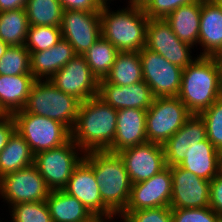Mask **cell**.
Returning <instances> with one entry per match:
<instances>
[{"instance_id": "6da1fadb", "label": "cell", "mask_w": 222, "mask_h": 222, "mask_svg": "<svg viewBox=\"0 0 222 222\" xmlns=\"http://www.w3.org/2000/svg\"><path fill=\"white\" fill-rule=\"evenodd\" d=\"M222 96V58L200 57L182 70L178 98L191 114H200Z\"/></svg>"}, {"instance_id": "7a4b0ae2", "label": "cell", "mask_w": 222, "mask_h": 222, "mask_svg": "<svg viewBox=\"0 0 222 222\" xmlns=\"http://www.w3.org/2000/svg\"><path fill=\"white\" fill-rule=\"evenodd\" d=\"M117 112L98 96L81 102L71 130L72 140L84 153L107 151L115 138Z\"/></svg>"}, {"instance_id": "3957f363", "label": "cell", "mask_w": 222, "mask_h": 222, "mask_svg": "<svg viewBox=\"0 0 222 222\" xmlns=\"http://www.w3.org/2000/svg\"><path fill=\"white\" fill-rule=\"evenodd\" d=\"M128 4L117 11H111L110 5L101 7V36L119 52H139L146 45L149 18L139 1H128Z\"/></svg>"}, {"instance_id": "277c9868", "label": "cell", "mask_w": 222, "mask_h": 222, "mask_svg": "<svg viewBox=\"0 0 222 222\" xmlns=\"http://www.w3.org/2000/svg\"><path fill=\"white\" fill-rule=\"evenodd\" d=\"M84 159L93 167L102 201L119 215L128 203L132 187L122 159L108 151H90Z\"/></svg>"}, {"instance_id": "5b68a950", "label": "cell", "mask_w": 222, "mask_h": 222, "mask_svg": "<svg viewBox=\"0 0 222 222\" xmlns=\"http://www.w3.org/2000/svg\"><path fill=\"white\" fill-rule=\"evenodd\" d=\"M80 103L79 99L59 90L49 80H36L22 110L59 121L71 131Z\"/></svg>"}, {"instance_id": "8992f818", "label": "cell", "mask_w": 222, "mask_h": 222, "mask_svg": "<svg viewBox=\"0 0 222 222\" xmlns=\"http://www.w3.org/2000/svg\"><path fill=\"white\" fill-rule=\"evenodd\" d=\"M84 155L82 149L70 138L61 146L36 153L34 165L44 178L48 189L58 191L65 188Z\"/></svg>"}, {"instance_id": "52a82bcc", "label": "cell", "mask_w": 222, "mask_h": 222, "mask_svg": "<svg viewBox=\"0 0 222 222\" xmlns=\"http://www.w3.org/2000/svg\"><path fill=\"white\" fill-rule=\"evenodd\" d=\"M16 131L28 143L32 153L50 150L65 144L71 131L61 122L19 110L12 114Z\"/></svg>"}, {"instance_id": "ba28073f", "label": "cell", "mask_w": 222, "mask_h": 222, "mask_svg": "<svg viewBox=\"0 0 222 222\" xmlns=\"http://www.w3.org/2000/svg\"><path fill=\"white\" fill-rule=\"evenodd\" d=\"M146 113L147 140L160 145L173 136L191 115L177 96L154 98Z\"/></svg>"}, {"instance_id": "9c48e42d", "label": "cell", "mask_w": 222, "mask_h": 222, "mask_svg": "<svg viewBox=\"0 0 222 222\" xmlns=\"http://www.w3.org/2000/svg\"><path fill=\"white\" fill-rule=\"evenodd\" d=\"M139 54L143 80L150 87L153 97L178 96L183 69L145 47L139 51Z\"/></svg>"}, {"instance_id": "30bf717a", "label": "cell", "mask_w": 222, "mask_h": 222, "mask_svg": "<svg viewBox=\"0 0 222 222\" xmlns=\"http://www.w3.org/2000/svg\"><path fill=\"white\" fill-rule=\"evenodd\" d=\"M50 190L34 164L0 178V197L11 206L46 201Z\"/></svg>"}, {"instance_id": "8fae6325", "label": "cell", "mask_w": 222, "mask_h": 222, "mask_svg": "<svg viewBox=\"0 0 222 222\" xmlns=\"http://www.w3.org/2000/svg\"><path fill=\"white\" fill-rule=\"evenodd\" d=\"M145 48L157 52L167 61L182 69L196 59L191 56V49L194 48L182 42L165 19H149L146 28Z\"/></svg>"}, {"instance_id": "7c38bea8", "label": "cell", "mask_w": 222, "mask_h": 222, "mask_svg": "<svg viewBox=\"0 0 222 222\" xmlns=\"http://www.w3.org/2000/svg\"><path fill=\"white\" fill-rule=\"evenodd\" d=\"M49 81L81 102L98 96L99 80L92 74L83 55H75Z\"/></svg>"}, {"instance_id": "4fadbf2b", "label": "cell", "mask_w": 222, "mask_h": 222, "mask_svg": "<svg viewBox=\"0 0 222 222\" xmlns=\"http://www.w3.org/2000/svg\"><path fill=\"white\" fill-rule=\"evenodd\" d=\"M60 29L62 38L73 46L75 54L84 55L101 37L100 13L64 10Z\"/></svg>"}, {"instance_id": "5bb4252c", "label": "cell", "mask_w": 222, "mask_h": 222, "mask_svg": "<svg viewBox=\"0 0 222 222\" xmlns=\"http://www.w3.org/2000/svg\"><path fill=\"white\" fill-rule=\"evenodd\" d=\"M134 183L150 179L166 167L163 145L145 142L117 153Z\"/></svg>"}, {"instance_id": "9a60e30c", "label": "cell", "mask_w": 222, "mask_h": 222, "mask_svg": "<svg viewBox=\"0 0 222 222\" xmlns=\"http://www.w3.org/2000/svg\"><path fill=\"white\" fill-rule=\"evenodd\" d=\"M172 196L170 208H202L210 204V181L200 178L179 165L170 167Z\"/></svg>"}, {"instance_id": "2e32d148", "label": "cell", "mask_w": 222, "mask_h": 222, "mask_svg": "<svg viewBox=\"0 0 222 222\" xmlns=\"http://www.w3.org/2000/svg\"><path fill=\"white\" fill-rule=\"evenodd\" d=\"M170 166L143 182L132 184L128 203L123 211L170 206L172 196Z\"/></svg>"}, {"instance_id": "e0dca14e", "label": "cell", "mask_w": 222, "mask_h": 222, "mask_svg": "<svg viewBox=\"0 0 222 222\" xmlns=\"http://www.w3.org/2000/svg\"><path fill=\"white\" fill-rule=\"evenodd\" d=\"M99 187L93 167L83 159L74 169L63 191L76 197L95 217L115 216L116 214L102 201Z\"/></svg>"}, {"instance_id": "ac0fdd59", "label": "cell", "mask_w": 222, "mask_h": 222, "mask_svg": "<svg viewBox=\"0 0 222 222\" xmlns=\"http://www.w3.org/2000/svg\"><path fill=\"white\" fill-rule=\"evenodd\" d=\"M98 97L117 110H147L154 100L151 89L144 80L128 86L109 83L105 79L99 80Z\"/></svg>"}, {"instance_id": "d6986e66", "label": "cell", "mask_w": 222, "mask_h": 222, "mask_svg": "<svg viewBox=\"0 0 222 222\" xmlns=\"http://www.w3.org/2000/svg\"><path fill=\"white\" fill-rule=\"evenodd\" d=\"M198 45L200 57L222 58V8L216 0H201Z\"/></svg>"}, {"instance_id": "ffe728a7", "label": "cell", "mask_w": 222, "mask_h": 222, "mask_svg": "<svg viewBox=\"0 0 222 222\" xmlns=\"http://www.w3.org/2000/svg\"><path fill=\"white\" fill-rule=\"evenodd\" d=\"M146 114V110L136 108L118 110L115 138L107 151L118 153L123 149L148 142Z\"/></svg>"}, {"instance_id": "44dd1931", "label": "cell", "mask_w": 222, "mask_h": 222, "mask_svg": "<svg viewBox=\"0 0 222 222\" xmlns=\"http://www.w3.org/2000/svg\"><path fill=\"white\" fill-rule=\"evenodd\" d=\"M179 166L200 178L211 181L222 171V153L206 139L191 145Z\"/></svg>"}, {"instance_id": "7402d4cb", "label": "cell", "mask_w": 222, "mask_h": 222, "mask_svg": "<svg viewBox=\"0 0 222 222\" xmlns=\"http://www.w3.org/2000/svg\"><path fill=\"white\" fill-rule=\"evenodd\" d=\"M73 46L64 38L50 49L30 52V69L35 80H49L74 56Z\"/></svg>"}, {"instance_id": "603a6c76", "label": "cell", "mask_w": 222, "mask_h": 222, "mask_svg": "<svg viewBox=\"0 0 222 222\" xmlns=\"http://www.w3.org/2000/svg\"><path fill=\"white\" fill-rule=\"evenodd\" d=\"M46 204L53 222H92L96 218L82 202L63 190L50 191Z\"/></svg>"}, {"instance_id": "cb8c5ba5", "label": "cell", "mask_w": 222, "mask_h": 222, "mask_svg": "<svg viewBox=\"0 0 222 222\" xmlns=\"http://www.w3.org/2000/svg\"><path fill=\"white\" fill-rule=\"evenodd\" d=\"M35 81L32 74L0 75V107L7 115L24 108Z\"/></svg>"}, {"instance_id": "d4e9b609", "label": "cell", "mask_w": 222, "mask_h": 222, "mask_svg": "<svg viewBox=\"0 0 222 222\" xmlns=\"http://www.w3.org/2000/svg\"><path fill=\"white\" fill-rule=\"evenodd\" d=\"M201 1L180 6L170 13L165 20L172 31L182 41L194 48L199 39Z\"/></svg>"}, {"instance_id": "484cf974", "label": "cell", "mask_w": 222, "mask_h": 222, "mask_svg": "<svg viewBox=\"0 0 222 222\" xmlns=\"http://www.w3.org/2000/svg\"><path fill=\"white\" fill-rule=\"evenodd\" d=\"M32 164L34 154L25 139L15 131L0 152V178Z\"/></svg>"}, {"instance_id": "4316f807", "label": "cell", "mask_w": 222, "mask_h": 222, "mask_svg": "<svg viewBox=\"0 0 222 222\" xmlns=\"http://www.w3.org/2000/svg\"><path fill=\"white\" fill-rule=\"evenodd\" d=\"M105 80L119 86L133 85L143 81L139 52H118Z\"/></svg>"}, {"instance_id": "83f0119b", "label": "cell", "mask_w": 222, "mask_h": 222, "mask_svg": "<svg viewBox=\"0 0 222 222\" xmlns=\"http://www.w3.org/2000/svg\"><path fill=\"white\" fill-rule=\"evenodd\" d=\"M29 22L25 8L0 12V40L9 46H24Z\"/></svg>"}, {"instance_id": "f1b7e54d", "label": "cell", "mask_w": 222, "mask_h": 222, "mask_svg": "<svg viewBox=\"0 0 222 222\" xmlns=\"http://www.w3.org/2000/svg\"><path fill=\"white\" fill-rule=\"evenodd\" d=\"M119 51L104 37H100L83 55L92 74L102 80L109 74Z\"/></svg>"}, {"instance_id": "f546056e", "label": "cell", "mask_w": 222, "mask_h": 222, "mask_svg": "<svg viewBox=\"0 0 222 222\" xmlns=\"http://www.w3.org/2000/svg\"><path fill=\"white\" fill-rule=\"evenodd\" d=\"M25 10L29 26L60 27L63 7L59 0H27Z\"/></svg>"}, {"instance_id": "4dcf8cb0", "label": "cell", "mask_w": 222, "mask_h": 222, "mask_svg": "<svg viewBox=\"0 0 222 222\" xmlns=\"http://www.w3.org/2000/svg\"><path fill=\"white\" fill-rule=\"evenodd\" d=\"M31 74L30 52L25 46H9L0 58V75Z\"/></svg>"}, {"instance_id": "1f68e13d", "label": "cell", "mask_w": 222, "mask_h": 222, "mask_svg": "<svg viewBox=\"0 0 222 222\" xmlns=\"http://www.w3.org/2000/svg\"><path fill=\"white\" fill-rule=\"evenodd\" d=\"M62 39L60 27L29 26L25 47L29 52H39L50 49Z\"/></svg>"}, {"instance_id": "d6a6232c", "label": "cell", "mask_w": 222, "mask_h": 222, "mask_svg": "<svg viewBox=\"0 0 222 222\" xmlns=\"http://www.w3.org/2000/svg\"><path fill=\"white\" fill-rule=\"evenodd\" d=\"M10 208L11 222H53L46 201L22 202Z\"/></svg>"}, {"instance_id": "836d02e7", "label": "cell", "mask_w": 222, "mask_h": 222, "mask_svg": "<svg viewBox=\"0 0 222 222\" xmlns=\"http://www.w3.org/2000/svg\"><path fill=\"white\" fill-rule=\"evenodd\" d=\"M209 142L222 153V96L200 113Z\"/></svg>"}, {"instance_id": "e575fe53", "label": "cell", "mask_w": 222, "mask_h": 222, "mask_svg": "<svg viewBox=\"0 0 222 222\" xmlns=\"http://www.w3.org/2000/svg\"><path fill=\"white\" fill-rule=\"evenodd\" d=\"M123 222H173L169 206L122 211L119 215Z\"/></svg>"}, {"instance_id": "d590c367", "label": "cell", "mask_w": 222, "mask_h": 222, "mask_svg": "<svg viewBox=\"0 0 222 222\" xmlns=\"http://www.w3.org/2000/svg\"><path fill=\"white\" fill-rule=\"evenodd\" d=\"M201 0H139L149 19H165L180 6Z\"/></svg>"}, {"instance_id": "8d00e7d4", "label": "cell", "mask_w": 222, "mask_h": 222, "mask_svg": "<svg viewBox=\"0 0 222 222\" xmlns=\"http://www.w3.org/2000/svg\"><path fill=\"white\" fill-rule=\"evenodd\" d=\"M189 147L184 140L182 126L163 144L166 166L173 167L180 165L185 159V154Z\"/></svg>"}, {"instance_id": "74e56055", "label": "cell", "mask_w": 222, "mask_h": 222, "mask_svg": "<svg viewBox=\"0 0 222 222\" xmlns=\"http://www.w3.org/2000/svg\"><path fill=\"white\" fill-rule=\"evenodd\" d=\"M173 222H220L222 217L210 207L171 208Z\"/></svg>"}, {"instance_id": "f35d334b", "label": "cell", "mask_w": 222, "mask_h": 222, "mask_svg": "<svg viewBox=\"0 0 222 222\" xmlns=\"http://www.w3.org/2000/svg\"><path fill=\"white\" fill-rule=\"evenodd\" d=\"M184 140L188 146L207 139L205 121L200 114H191L183 125Z\"/></svg>"}, {"instance_id": "ab89813d", "label": "cell", "mask_w": 222, "mask_h": 222, "mask_svg": "<svg viewBox=\"0 0 222 222\" xmlns=\"http://www.w3.org/2000/svg\"><path fill=\"white\" fill-rule=\"evenodd\" d=\"M209 207L222 217V171L210 181Z\"/></svg>"}, {"instance_id": "60d3db41", "label": "cell", "mask_w": 222, "mask_h": 222, "mask_svg": "<svg viewBox=\"0 0 222 222\" xmlns=\"http://www.w3.org/2000/svg\"><path fill=\"white\" fill-rule=\"evenodd\" d=\"M64 10H81L100 13L101 6L96 0H59Z\"/></svg>"}, {"instance_id": "b9f144b4", "label": "cell", "mask_w": 222, "mask_h": 222, "mask_svg": "<svg viewBox=\"0 0 222 222\" xmlns=\"http://www.w3.org/2000/svg\"><path fill=\"white\" fill-rule=\"evenodd\" d=\"M15 131L16 125L12 115H7L0 120V152L4 149L9 138Z\"/></svg>"}, {"instance_id": "7bdbcfd3", "label": "cell", "mask_w": 222, "mask_h": 222, "mask_svg": "<svg viewBox=\"0 0 222 222\" xmlns=\"http://www.w3.org/2000/svg\"><path fill=\"white\" fill-rule=\"evenodd\" d=\"M27 0H0V12L25 8Z\"/></svg>"}, {"instance_id": "ee69618b", "label": "cell", "mask_w": 222, "mask_h": 222, "mask_svg": "<svg viewBox=\"0 0 222 222\" xmlns=\"http://www.w3.org/2000/svg\"><path fill=\"white\" fill-rule=\"evenodd\" d=\"M117 215L115 216H110V217H96L92 222H109V221H113L112 218H116Z\"/></svg>"}, {"instance_id": "f6af8a7d", "label": "cell", "mask_w": 222, "mask_h": 222, "mask_svg": "<svg viewBox=\"0 0 222 222\" xmlns=\"http://www.w3.org/2000/svg\"><path fill=\"white\" fill-rule=\"evenodd\" d=\"M8 47L9 45H7L5 42L0 40V58L5 54Z\"/></svg>"}, {"instance_id": "bcb514c9", "label": "cell", "mask_w": 222, "mask_h": 222, "mask_svg": "<svg viewBox=\"0 0 222 222\" xmlns=\"http://www.w3.org/2000/svg\"><path fill=\"white\" fill-rule=\"evenodd\" d=\"M101 7L110 5L112 0H96ZM110 2V3H109Z\"/></svg>"}, {"instance_id": "7dc6e473", "label": "cell", "mask_w": 222, "mask_h": 222, "mask_svg": "<svg viewBox=\"0 0 222 222\" xmlns=\"http://www.w3.org/2000/svg\"><path fill=\"white\" fill-rule=\"evenodd\" d=\"M7 114L3 111V109L0 107V120L3 119Z\"/></svg>"}, {"instance_id": "c3c4849f", "label": "cell", "mask_w": 222, "mask_h": 222, "mask_svg": "<svg viewBox=\"0 0 222 222\" xmlns=\"http://www.w3.org/2000/svg\"><path fill=\"white\" fill-rule=\"evenodd\" d=\"M217 1V3L221 6V8H222V0H216Z\"/></svg>"}]
</instances>
